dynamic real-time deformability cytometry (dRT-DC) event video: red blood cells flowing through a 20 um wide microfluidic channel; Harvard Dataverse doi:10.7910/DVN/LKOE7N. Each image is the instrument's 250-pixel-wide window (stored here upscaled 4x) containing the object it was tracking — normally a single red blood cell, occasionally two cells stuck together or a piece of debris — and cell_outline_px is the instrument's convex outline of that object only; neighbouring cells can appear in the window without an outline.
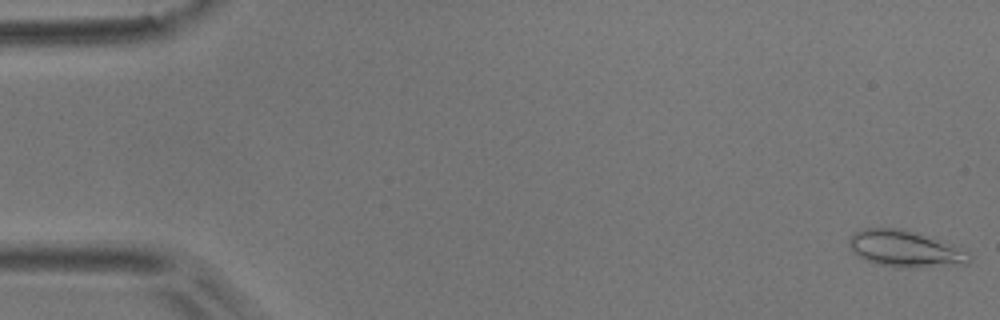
{"species": "common noctule bat (a hibernating species)", "species_latin": "Nyctalus noctula", "temperature_condition": "room temperature", "stored_images_in_passage": 5, "camera_frame_rate_fps": 3000, "um_per_image_px": 0.085, "animal": {"sex": "male", "body_mass_g": 17.9}, "frame": {"image": 1, "passage_image": 1, "time_ms": 0.0, "image_size_px": [1000, 320], "cell_outline_px": [[972, 260], [968, 264], [916, 268], [896, 268], [876, 264], [852, 252], [848, 244], [848, 240], [856, 232], [864, 228], [900, 228], [968, 248], [972, 256]], "centroid_in_image_um": [77.04, 21.17], "position_along_channel_um": 8.0, "area_um2": 26.13}}